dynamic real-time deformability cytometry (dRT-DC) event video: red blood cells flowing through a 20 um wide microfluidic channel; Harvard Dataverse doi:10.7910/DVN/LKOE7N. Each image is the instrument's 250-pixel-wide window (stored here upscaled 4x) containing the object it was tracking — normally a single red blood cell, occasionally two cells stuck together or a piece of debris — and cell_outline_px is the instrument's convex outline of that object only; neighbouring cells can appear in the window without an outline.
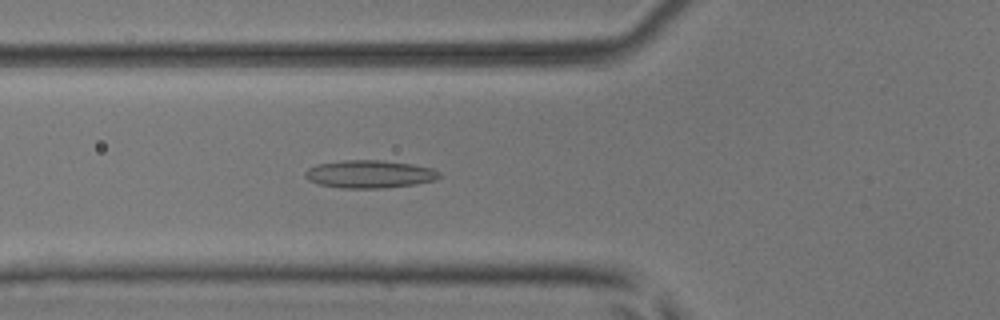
{"species": "common noctule bat (a hibernating species)", "species_latin": "Nyctalus noctula", "temperature_condition": "room temperature", "stored_images_in_passage": 37, "camera_frame_rate_fps": 3000, "um_per_image_px": 0.085, "animal": {"sex": "male", "body_mass_g": 17.9, "forearm_length_mm": 54.2}, "frame": {"image": 1, "passage_image": 5, "time_ms": 1.333, "image_size_px": [1000, 320], "cell_outline_px": [[440, 176], [436, 180], [416, 184], [384, 188], [340, 188], [320, 184], [308, 180], [304, 176], [304, 172], [308, 168], [316, 164], [344, 160], [380, 160], [412, 164], [432, 168], [440, 172]], "centroid_in_image_um": [31.4, 14.8], "position_along_channel_um": 94.4, "area_um2": 21.85}}
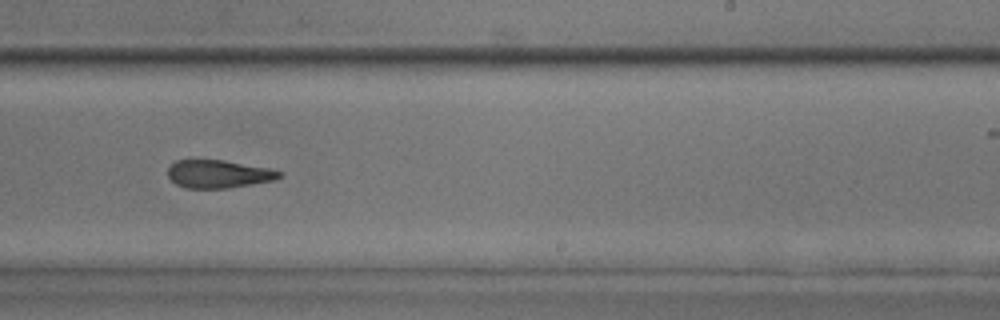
{"frame": {"image": 2, "passage_image": 18, "time_ms": 5.667, "image_size_px": [1000, 320], "cell_outline_px": [[284, 176], [272, 180], [252, 184], [228, 188], [184, 188], [176, 184], [168, 176], [168, 168], [176, 160], [224, 160], [268, 168], [284, 172]], "centroid_in_image_um": [18.58, 14.79], "position_along_channel_um": 270.4, "area_um2": 18.15}}
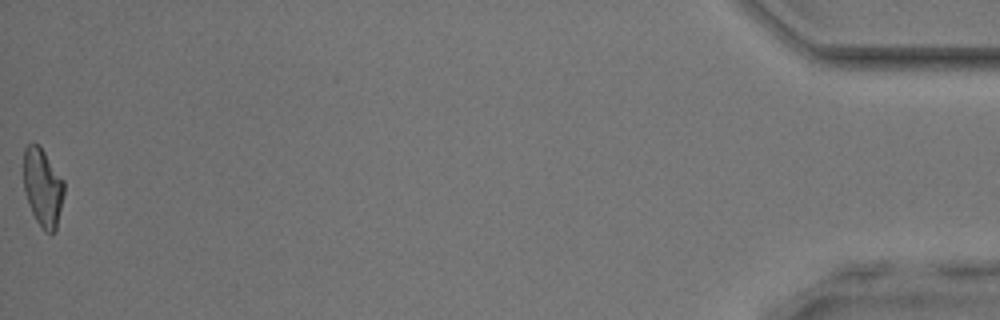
{"frame": {"image": 3, "passage_image": 37, "time_ms": 12.0, "image_size_px": [1000, 320], "cell_outline_px": [[64, 192], [56, 232], [52, 236], [44, 232], [36, 220], [28, 204], [24, 188], [24, 148], [32, 140], [40, 144], [64, 180]], "centroid_in_image_um": [3.64, 15.92], "position_along_channel_um": 431.6, "area_um2": 18.9}, "authors_computed_cell_mechanics": {"area_um2": 19.1896, "velocity_mm_per_s": 4.0771, "shape_relaxation_time_tau1_ms": null, "shape_relaxation_time_tau2_ms": 2.9785, "deformation_change_tau1": null, "deformation_change_tau2": 0.123}}